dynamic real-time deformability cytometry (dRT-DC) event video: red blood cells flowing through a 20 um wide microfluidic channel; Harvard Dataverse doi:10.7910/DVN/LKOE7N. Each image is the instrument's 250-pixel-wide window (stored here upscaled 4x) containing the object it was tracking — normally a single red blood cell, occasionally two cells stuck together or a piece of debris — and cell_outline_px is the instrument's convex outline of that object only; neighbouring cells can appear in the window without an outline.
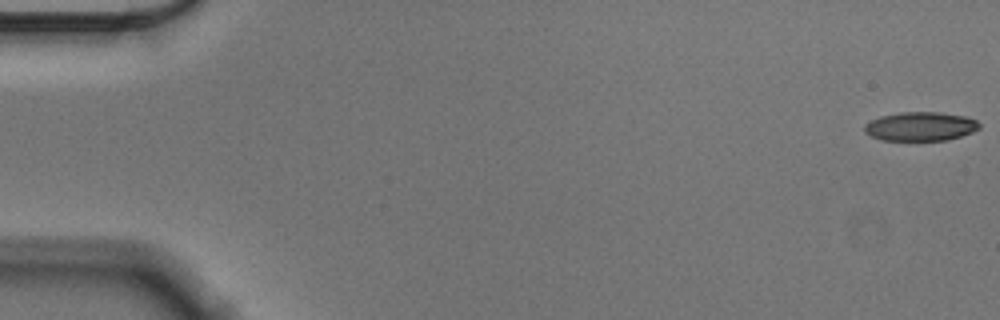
{"species": "Egyptian fruit bat (a non-hibernating species)", "species_latin": "Rousettus aegyptiacus", "temperature_condition": "cold", "stored_images_in_passage": 57, "camera_frame_rate_fps": 3000, "um_per_image_px": 0.085, "animal": {"sex": "male"}, "frame": {"image": 1, "passage_image": 1, "time_ms": 0.0, "image_size_px": [1000, 320], "cell_outline_px": [[980, 128], [972, 132], [948, 140], [880, 140], [864, 132], [864, 124], [880, 116], [900, 112], [940, 112], [964, 116], [976, 120], [980, 124]], "centroid_in_image_um": [78.23, 10.74], "position_along_channel_um": 6.8, "area_um2": 19.36}}
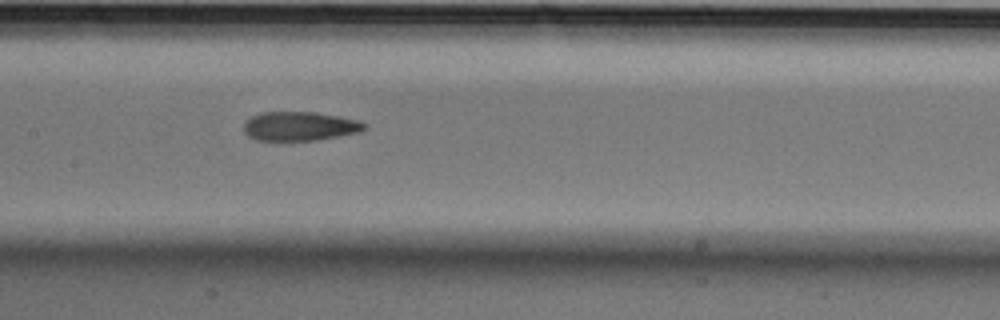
{"frame": {"image": 2, "passage_image": 28, "time_ms": 9.0, "image_size_px": [1000, 320], "cell_outline_px": [[368, 124], [360, 132], [340, 136], [316, 140], [256, 140], [248, 136], [244, 132], [244, 124], [252, 116], [260, 112], [316, 112], [360, 120]], "centroid_in_image_um": [25.5, 10.72], "position_along_channel_um": 181.9, "area_um2": 20.46}}
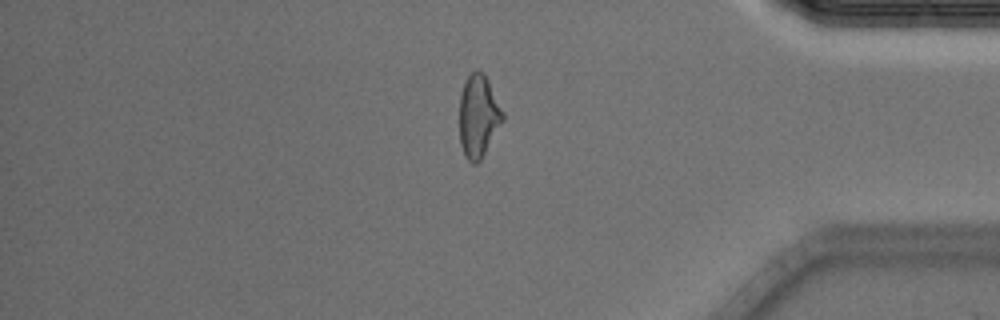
{"frame": {"image": 3, "passage_image": 48, "time_ms": 15.667, "image_size_px": [1000, 320], "cell_outline_px": [[504, 120], [480, 160], [476, 164], [472, 164], [464, 156], [460, 144], [460, 96], [464, 84], [468, 76], [476, 68], [480, 68], [484, 72], [504, 112]], "centroid_in_image_um": [40.67, 9.85], "position_along_channel_um": 394.5, "area_um2": 20.92}, "authors_computed_cell_mechanics": {"area_um2": 20.8658, "velocity_mm_per_s": 3.567, "shape_relaxation_time_tau1_ms": 9.7143, "shape_relaxation_time_tau2_ms": 3.0477, "deformation_change_tau1": 0.2035, "deformation_change_tau2": 0.1201}}